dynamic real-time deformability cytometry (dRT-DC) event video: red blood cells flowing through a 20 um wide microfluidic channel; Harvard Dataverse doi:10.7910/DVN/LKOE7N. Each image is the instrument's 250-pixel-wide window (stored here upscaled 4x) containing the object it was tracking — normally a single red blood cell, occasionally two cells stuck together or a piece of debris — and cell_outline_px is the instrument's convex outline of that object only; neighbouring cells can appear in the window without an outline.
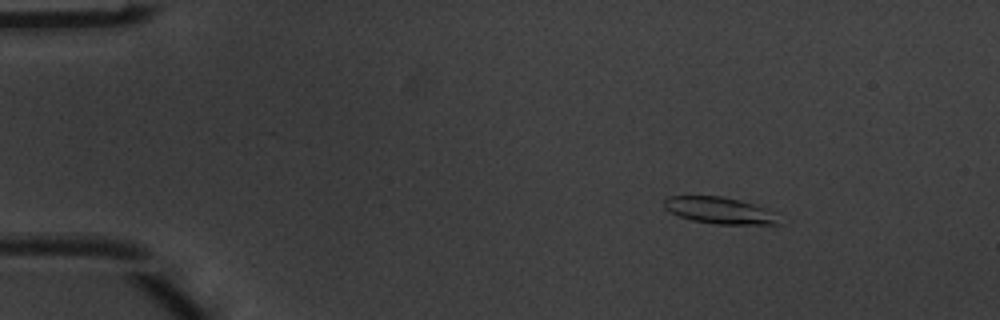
{"species": "common noctule bat (a hibernating species)", "species_latin": "Nyctalus noctula", "temperature_condition": "warm", "stored_images_in_passage": 4, "camera_frame_rate_fps": 3000, "um_per_image_px": 0.085, "animal": {"sex": "male", "body_mass_g": 20.1, "forearm_length_mm": 53.5}, "frame": {"image": 1, "passage_image": 2, "time_ms": 0.333, "image_size_px": [1000, 320], "cell_outline_px": [[780, 224], [716, 224], [692, 220], [680, 216], [664, 208], [664, 200], [668, 196], [724, 196], [740, 200], [764, 208], [772, 212]], "centroid_in_image_um": [61.11, 17.88], "position_along_channel_um": 23.9, "area_um2": 17.46}}